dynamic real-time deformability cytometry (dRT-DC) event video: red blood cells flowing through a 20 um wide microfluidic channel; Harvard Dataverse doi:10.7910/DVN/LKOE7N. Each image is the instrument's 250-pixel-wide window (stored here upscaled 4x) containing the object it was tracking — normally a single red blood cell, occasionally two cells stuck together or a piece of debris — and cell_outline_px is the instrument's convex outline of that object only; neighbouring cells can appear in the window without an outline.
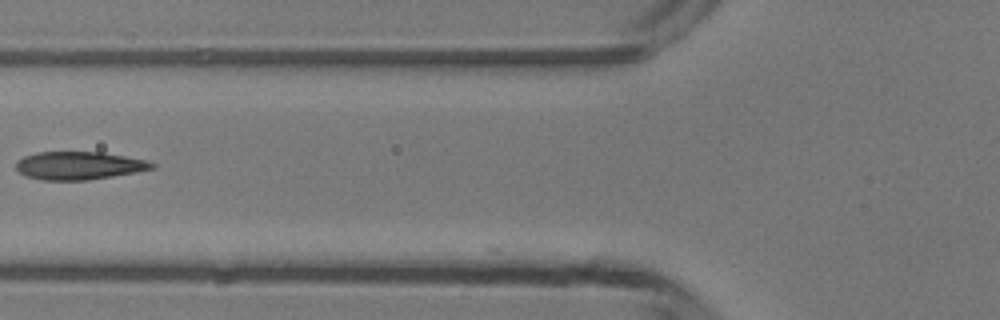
{"species": "common noctule bat (a hibernating species)", "species_latin": "Nyctalus noctula", "temperature_condition": "room temperature", "stored_images_in_passage": 6, "camera_frame_rate_fps": 3000, "um_per_image_px": 0.085, "animal": {"sex": "male", "body_mass_g": 13.3}, "frame": {"image": 1, "passage_image": 6, "time_ms": 5.667, "image_size_px": [1000, 320], "cell_outline_px": [[156, 168], [136, 172], [88, 180], [44, 180], [24, 176], [16, 172], [16, 164], [24, 156], [36, 152], [104, 152], [144, 160], [156, 164]], "centroid_in_image_um": [6.69, 14.08], "position_along_channel_um": 119.1, "area_um2": 22.2}}